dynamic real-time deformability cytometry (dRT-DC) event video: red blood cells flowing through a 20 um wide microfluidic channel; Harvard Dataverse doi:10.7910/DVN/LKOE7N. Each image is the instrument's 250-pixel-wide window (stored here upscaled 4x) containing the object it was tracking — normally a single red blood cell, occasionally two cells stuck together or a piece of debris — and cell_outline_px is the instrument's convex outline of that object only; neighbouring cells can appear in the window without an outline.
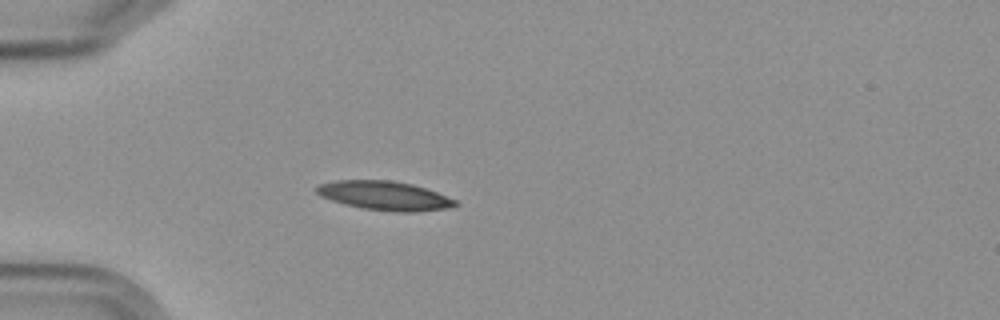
{"species": "Egyptian fruit bat (a non-hibernating species)", "species_latin": "Rousettus aegyptiacus", "temperature_condition": "cold", "stored_images_in_passage": 3, "camera_frame_rate_fps": 3000, "um_per_image_px": 0.085, "frame": {"image": 1, "passage_image": 2, "time_ms": 1.333, "image_size_px": [1000, 320], "cell_outline_px": [[460, 204], [448, 208], [416, 212], [396, 212], [360, 208], [344, 204], [320, 196], [316, 192], [316, 188], [320, 184], [336, 180], [392, 180], [412, 184], [436, 192], [456, 200]], "centroid_in_image_um": [32.69, 16.64], "position_along_channel_um": 52.3, "area_um2": 23.47}}